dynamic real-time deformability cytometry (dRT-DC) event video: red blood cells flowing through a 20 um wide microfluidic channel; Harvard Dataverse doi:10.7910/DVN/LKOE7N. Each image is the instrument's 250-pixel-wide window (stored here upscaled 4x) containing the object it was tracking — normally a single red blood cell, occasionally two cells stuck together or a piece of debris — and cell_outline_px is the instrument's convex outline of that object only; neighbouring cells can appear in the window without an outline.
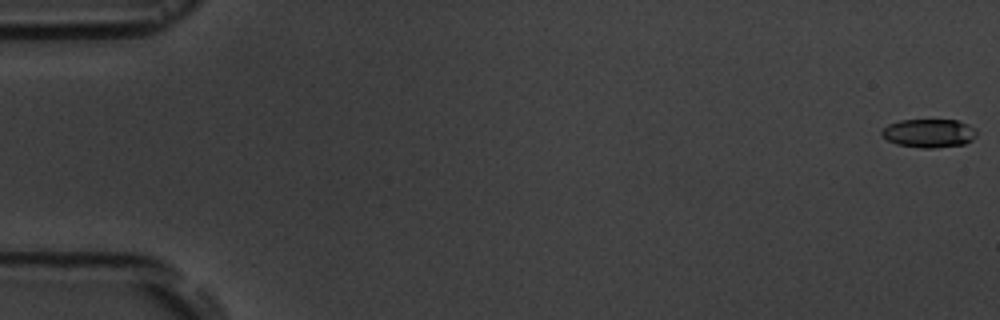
{"species": "common noctule bat (a hibernating species)", "species_latin": "Nyctalus noctula", "temperature_condition": "room temperature", "stored_images_in_passage": 4, "camera_frame_rate_fps": 3000, "um_per_image_px": 0.085, "animal": {"sex": "male", "body_mass_g": 19.5, "forearm_length_mm": 54.6}, "frame": {"image": 1, "passage_image": 1, "time_ms": 0.0, "image_size_px": [1000, 320], "cell_outline_px": [[976, 136], [972, 140], [964, 144], [932, 148], [924, 148], [896, 144], [888, 140], [880, 132], [888, 124], [900, 120], [956, 120], [968, 124], [976, 128]], "centroid_in_image_um": [78.98, 11.32], "position_along_channel_um": 6.0, "area_um2": 15.72}}